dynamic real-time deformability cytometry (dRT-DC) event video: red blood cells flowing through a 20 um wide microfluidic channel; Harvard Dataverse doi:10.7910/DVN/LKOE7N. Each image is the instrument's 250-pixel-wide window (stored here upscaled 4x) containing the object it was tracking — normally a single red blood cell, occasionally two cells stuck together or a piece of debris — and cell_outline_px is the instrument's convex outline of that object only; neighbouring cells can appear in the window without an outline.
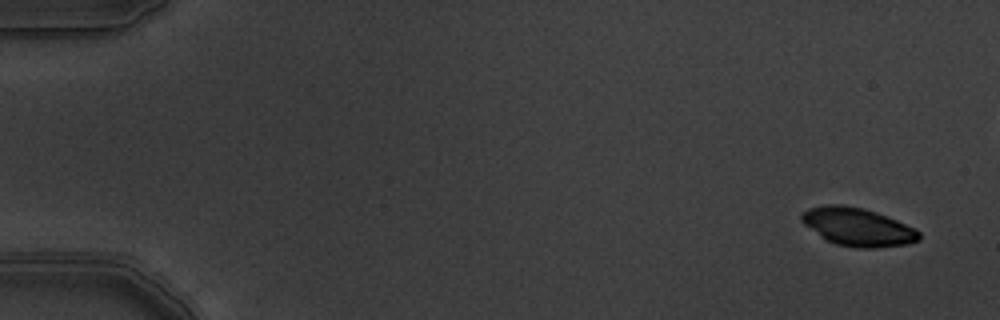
{"species": "common noctule bat (a hibernating species)", "species_latin": "Nyctalus noctula", "temperature_condition": "warm", "stored_images_in_passage": 12, "camera_frame_rate_fps": 3000, "um_per_image_px": 0.085, "animal": {"sex": "male", "body_mass_g": 19.5, "forearm_length_mm": 54.6}, "frame": {"image": 1, "passage_image": 1, "time_ms": 0.0, "image_size_px": [1000, 320], "cell_outline_px": [[920, 240], [908, 244], [876, 248], [856, 248], [836, 244], [820, 236], [804, 224], [800, 220], [800, 216], [808, 208], [828, 204], [840, 204], [860, 208], [876, 212], [916, 228], [920, 232]], "centroid_in_image_um": [72.92, 19.3], "position_along_channel_um": 12.1, "area_um2": 26.01}}